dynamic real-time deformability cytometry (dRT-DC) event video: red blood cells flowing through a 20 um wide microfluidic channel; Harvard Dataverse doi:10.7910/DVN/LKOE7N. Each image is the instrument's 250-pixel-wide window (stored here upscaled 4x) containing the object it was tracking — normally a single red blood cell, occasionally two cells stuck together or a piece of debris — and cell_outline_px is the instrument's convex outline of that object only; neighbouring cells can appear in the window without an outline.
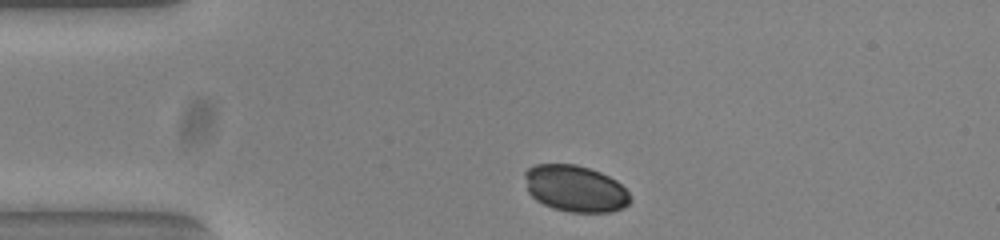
{"species": "common noctule bat (a hibernating species)", "species_latin": "Nyctalus noctula", "temperature_condition": "warm", "stored_images_in_passage": 34, "camera_frame_rate_fps": 3000, "um_per_image_px": 0.085, "animal": {"sex": "female", "body_mass_g": 23.0, "forearm_length_mm": 53.4}, "frame": {"image": 1, "passage_image": 1, "time_ms": 0.0, "image_size_px": [1000, 240], "cell_outline_px": [[632, 200], [624, 208], [612, 212], [568, 212], [552, 208], [536, 200], [528, 192], [524, 176], [524, 172], [528, 168], [536, 164], [576, 164], [600, 172], [616, 180], [628, 192]], "centroid_in_image_um": [48.9, 16.03], "position_along_channel_um": 36.1, "area_um2": 28.73}}
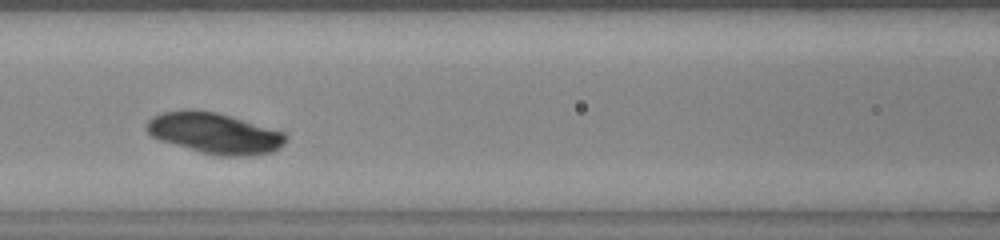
{"frame": {"image": 2, "passage_image": 13, "time_ms": 4.0, "image_size_px": [1000, 240], "cell_outline_px": [[288, 136], [284, 144], [280, 148], [272, 152], [252, 156], [216, 156], [200, 152], [160, 140], [152, 136], [148, 132], [148, 120], [152, 116], [164, 112], [188, 108], [192, 108], [216, 112], [284, 132]], "centroid_in_image_um": [18.25, 11.32], "position_along_channel_um": 148.3, "area_um2": 33.23}}